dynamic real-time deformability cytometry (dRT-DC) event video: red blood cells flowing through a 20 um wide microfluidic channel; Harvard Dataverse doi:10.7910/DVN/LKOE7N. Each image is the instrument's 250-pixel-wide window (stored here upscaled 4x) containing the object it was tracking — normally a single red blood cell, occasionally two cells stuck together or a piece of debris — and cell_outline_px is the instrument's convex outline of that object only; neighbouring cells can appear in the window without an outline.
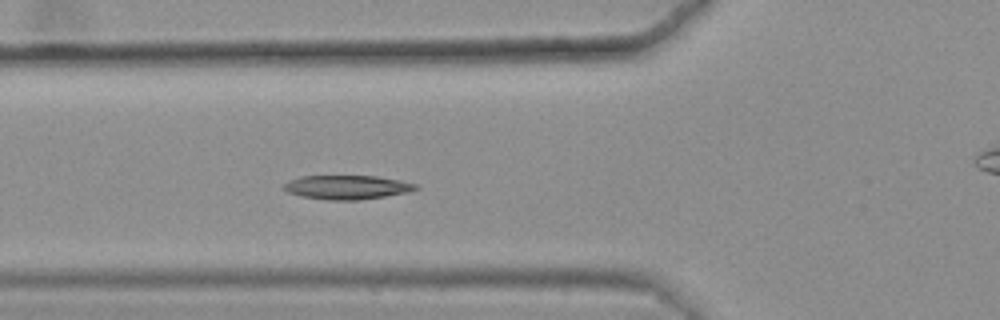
{"species": "common noctule bat (a hibernating species)", "species_latin": "Nyctalus noctula", "temperature_condition": "warm", "stored_images_in_passage": 46, "camera_frame_rate_fps": 3000, "um_per_image_px": 0.085, "animal": {"sex": "female", "body_mass_g": 25.1}, "frame": {"image": 1, "passage_image": 20, "time_ms": 6.333, "image_size_px": [1000, 320], "cell_outline_px": [[420, 188], [408, 192], [360, 200], [328, 200], [300, 196], [288, 192], [280, 188], [288, 180], [304, 176], [376, 176], [400, 180], [420, 184]], "centroid_in_image_um": [29.51, 15.91], "position_along_channel_um": 96.3, "area_um2": 18.61}, "authors_computed_cell_mechanics": {"area_um2": 18.4671, "velocity_mm_per_s": 3.6049, "shape_relaxation_time_tau1_ms": null, "shape_relaxation_time_tau2_ms": 10.0439, "deformation_change_tau1": null, "deformation_change_tau2": 0.1407}}